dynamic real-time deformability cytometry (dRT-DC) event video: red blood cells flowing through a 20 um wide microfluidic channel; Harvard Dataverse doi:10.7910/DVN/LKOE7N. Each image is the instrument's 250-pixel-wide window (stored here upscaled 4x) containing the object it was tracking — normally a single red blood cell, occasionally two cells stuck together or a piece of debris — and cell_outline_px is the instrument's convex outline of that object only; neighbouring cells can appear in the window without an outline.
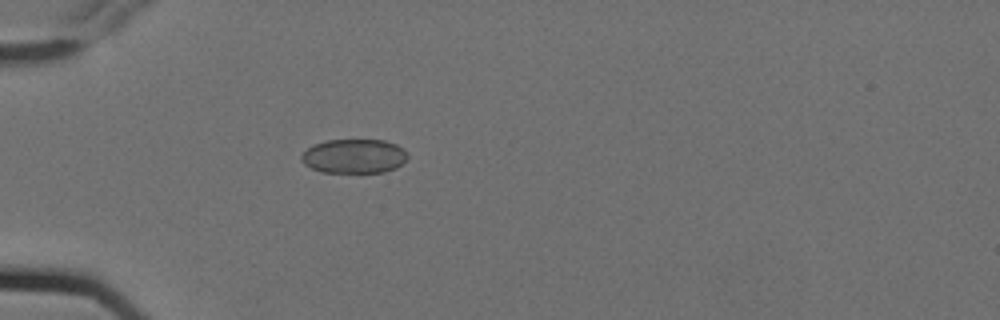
{"species": "Egyptian fruit bat (a non-hibernating species)", "species_latin": "Rousettus aegyptiacus", "temperature_condition": "cold", "stored_images_in_passage": 6, "camera_frame_rate_fps": 3000, "um_per_image_px": 0.085, "animal": {"sex": "female"}, "frame": {"image": 1, "passage_image": 6, "time_ms": 1.667, "image_size_px": [1000, 320], "cell_outline_px": [[408, 156], [396, 168], [384, 172], [320, 172], [304, 164], [300, 160], [300, 156], [312, 144], [328, 140], [384, 140], [396, 144], [404, 148]], "centroid_in_image_um": [30.08, 13.27], "position_along_channel_um": 54.9, "area_um2": 21.21}}